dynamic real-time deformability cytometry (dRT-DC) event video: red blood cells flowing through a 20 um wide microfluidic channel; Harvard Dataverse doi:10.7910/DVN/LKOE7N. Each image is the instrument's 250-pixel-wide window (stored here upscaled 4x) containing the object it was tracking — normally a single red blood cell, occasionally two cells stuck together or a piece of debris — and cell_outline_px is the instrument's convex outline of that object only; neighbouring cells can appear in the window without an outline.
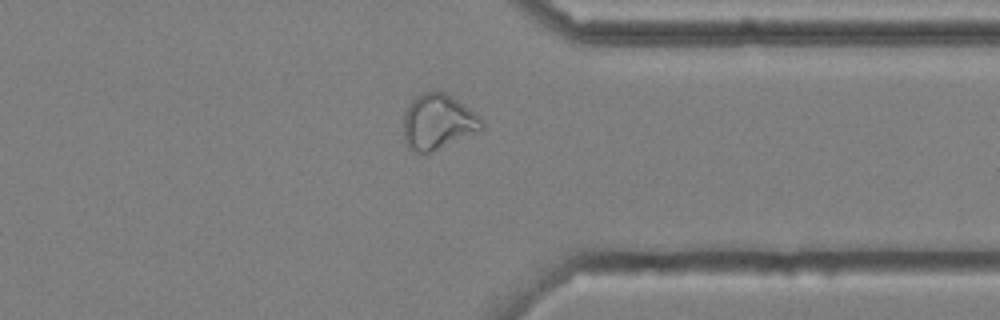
{"species": "common noctule bat (a hibernating species)", "species_latin": "Nyctalus noctula", "temperature_condition": "cold", "stored_images_in_passage": 30, "camera_frame_rate_fps": 3000, "um_per_image_px": 0.085, "animal": {"sex": "male", "body_mass_g": 20.4}, "frame": {"image": 1, "passage_image": 23, "time_ms": 7.333, "image_size_px": [1000, 320], "cell_outline_px": [[484, 128], [480, 132], [428, 156], [408, 148], [404, 144], [404, 112], [408, 104], [416, 96], [424, 92], [444, 92], [464, 104], [480, 116], [484, 120]], "centroid_in_image_um": [37.25, 10.43], "position_along_channel_um": 374.1, "area_um2": 26.13}}